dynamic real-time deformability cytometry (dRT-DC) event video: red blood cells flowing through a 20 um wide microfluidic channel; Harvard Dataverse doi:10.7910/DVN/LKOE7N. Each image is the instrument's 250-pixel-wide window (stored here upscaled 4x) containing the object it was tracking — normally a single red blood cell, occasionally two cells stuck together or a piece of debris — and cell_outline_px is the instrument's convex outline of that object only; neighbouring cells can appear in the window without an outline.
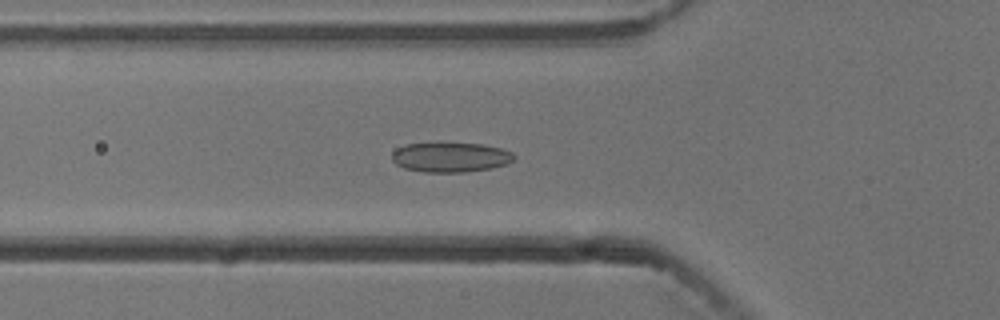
{"species": "common noctule bat (a hibernating species)", "species_latin": "Nyctalus noctula", "temperature_condition": "cold", "stored_images_in_passage": 55, "camera_frame_rate_fps": 3000, "um_per_image_px": 0.085, "animal": {"sex": "male", "body_mass_g": 13.3}, "frame": {"image": 1, "passage_image": 19, "time_ms": 6.0, "image_size_px": [1000, 320], "cell_outline_px": [[516, 156], [512, 160], [504, 164], [492, 168], [464, 172], [424, 172], [404, 168], [396, 164], [392, 160], [392, 152], [396, 148], [404, 144], [484, 144], [500, 148], [512, 152]], "centroid_in_image_um": [38.27, 13.37], "position_along_channel_um": 87.5, "area_um2": 20.92}}
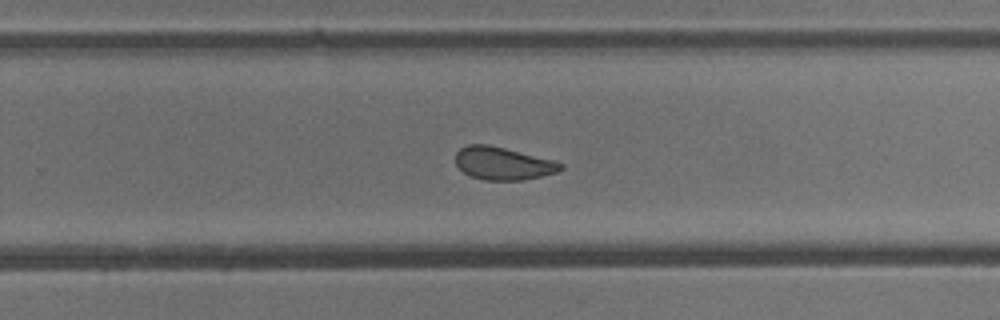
{"frame": {"image": 2, "passage_image": 35, "time_ms": 11.333, "image_size_px": [1000, 320], "cell_outline_px": [[564, 168], [556, 172], [524, 180], [484, 180], [472, 176], [464, 172], [456, 164], [456, 152], [460, 148], [468, 144], [488, 144], [552, 160], [564, 164]], "centroid_in_image_um": [42.74, 13.89], "position_along_channel_um": 287.1, "area_um2": 19.83}}
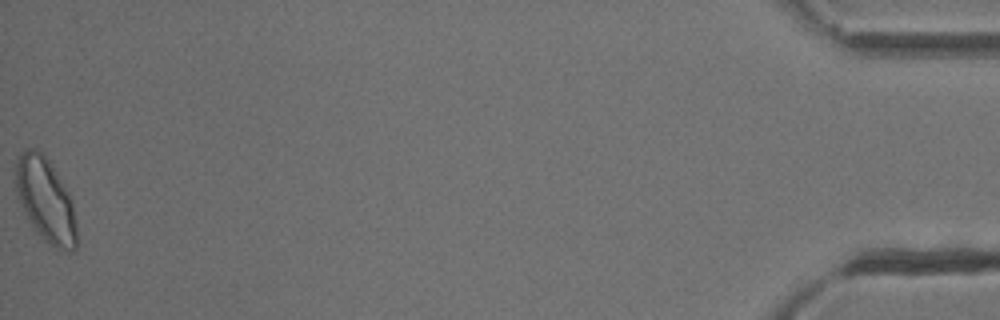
{"frame": {"image": 3, "passage_image": 55, "time_ms": 18.0, "image_size_px": [1000, 320], "cell_outline_px": [[76, 248], [72, 252], [64, 252], [56, 248], [44, 240], [36, 232], [16, 200], [16, 160], [24, 148], [36, 148], [48, 160], [56, 172], [68, 192], [72, 200], [76, 224]], "centroid_in_image_um": [3.86, 17.03], "position_along_channel_um": 431.3, "area_um2": 30.0}, "authors_computed_cell_mechanics": {"area_um2": 22.3108, "velocity_mm_per_s": 3.7402, "shape_relaxation_time_tau1_ms": null, "shape_relaxation_time_tau2_ms": 2.1841, "deformation_change_tau1": null, "deformation_change_tau2": 0.0789}}